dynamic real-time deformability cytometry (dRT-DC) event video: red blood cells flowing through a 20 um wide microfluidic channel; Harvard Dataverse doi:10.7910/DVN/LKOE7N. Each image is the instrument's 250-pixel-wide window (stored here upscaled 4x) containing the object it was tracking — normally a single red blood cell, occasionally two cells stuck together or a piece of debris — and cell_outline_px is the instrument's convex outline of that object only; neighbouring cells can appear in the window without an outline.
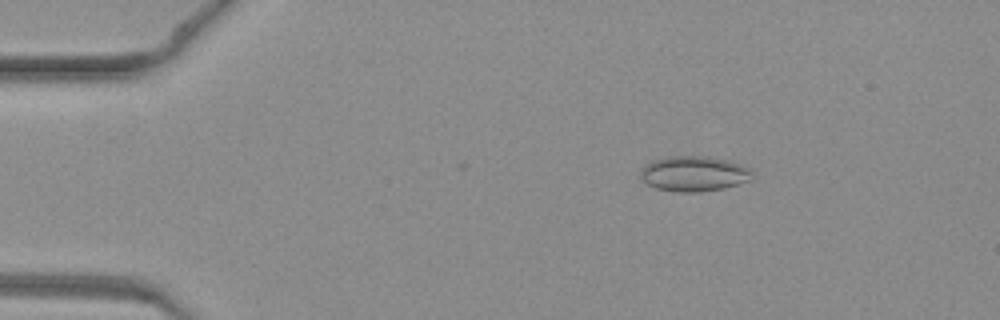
{"species": "common noctule bat (a hibernating species)", "species_latin": "Nyctalus noctula", "temperature_condition": "warm", "stored_images_in_passage": 4, "camera_frame_rate_fps": 3000, "um_per_image_px": 0.085, "animal": {"sex": "female", "body_mass_g": 19.3, "forearm_length_mm": 54.1}, "frame": {"image": 1, "passage_image": 2, "time_ms": 0.333, "image_size_px": [1000, 320], "cell_outline_px": [[756, 172], [752, 180], [724, 188], [700, 192], [676, 192], [656, 188], [648, 184], [640, 176], [640, 168], [644, 164], [652, 160], [668, 156], [708, 156], [728, 160], [740, 164]], "centroid_in_image_um": [59.0, 14.76], "position_along_channel_um": 26.0, "area_um2": 23.35}}